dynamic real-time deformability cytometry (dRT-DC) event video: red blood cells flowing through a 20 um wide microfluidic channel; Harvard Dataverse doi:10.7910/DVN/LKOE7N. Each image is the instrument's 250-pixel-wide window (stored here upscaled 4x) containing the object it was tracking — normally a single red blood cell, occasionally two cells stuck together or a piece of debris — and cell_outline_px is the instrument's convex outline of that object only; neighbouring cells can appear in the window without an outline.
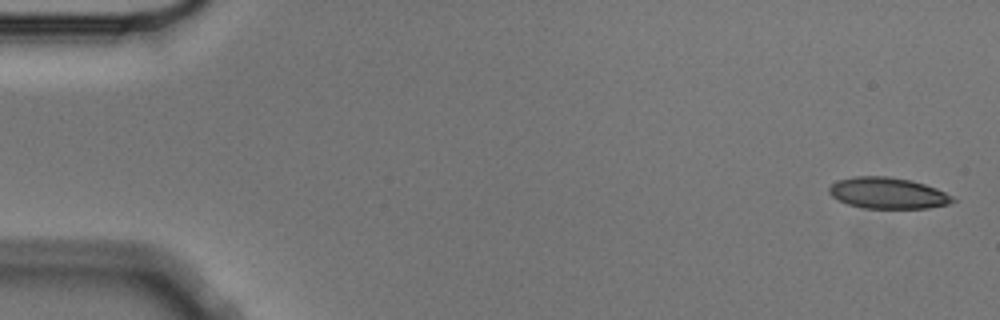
{"species": "Egyptian fruit bat (a non-hibernating species)", "species_latin": "Rousettus aegyptiacus", "temperature_condition": "cold", "stored_images_in_passage": 4, "camera_frame_rate_fps": 3000, "um_per_image_px": 0.085, "animal": {"sex": "male"}, "frame": {"image": 1, "passage_image": 1, "time_ms": 0.0, "image_size_px": [1000, 320], "cell_outline_px": [[956, 200], [948, 204], [928, 208], [864, 208], [848, 204], [832, 196], [828, 192], [828, 188], [836, 180], [856, 176], [888, 176], [912, 180], [936, 188], [952, 196]], "centroid_in_image_um": [75.45, 16.4], "position_along_channel_um": 9.6, "area_um2": 22.43}}
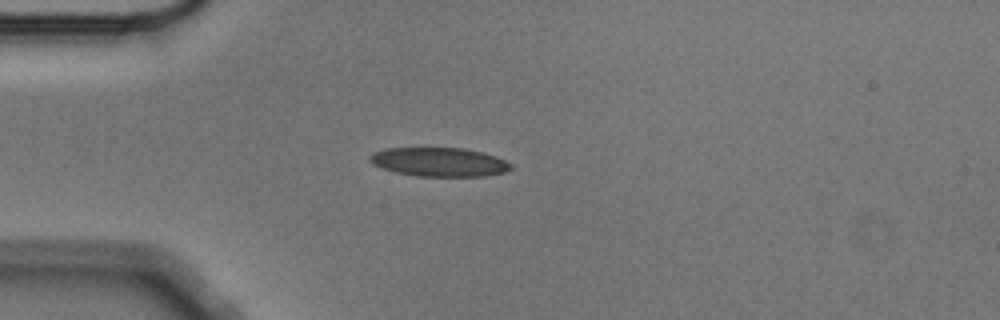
{"frame": {"image": 2, "passage_image": 4, "time_ms": 1.0, "image_size_px": [1000, 320], "cell_outline_px": [[516, 168], [504, 172], [484, 176], [416, 176], [396, 172], [372, 164], [368, 160], [368, 156], [372, 152], [384, 148], [464, 148], [484, 152], [496, 156], [512, 164]], "centroid_in_image_um": [37.34, 13.76], "position_along_channel_um": 47.7, "area_um2": 23.99}}